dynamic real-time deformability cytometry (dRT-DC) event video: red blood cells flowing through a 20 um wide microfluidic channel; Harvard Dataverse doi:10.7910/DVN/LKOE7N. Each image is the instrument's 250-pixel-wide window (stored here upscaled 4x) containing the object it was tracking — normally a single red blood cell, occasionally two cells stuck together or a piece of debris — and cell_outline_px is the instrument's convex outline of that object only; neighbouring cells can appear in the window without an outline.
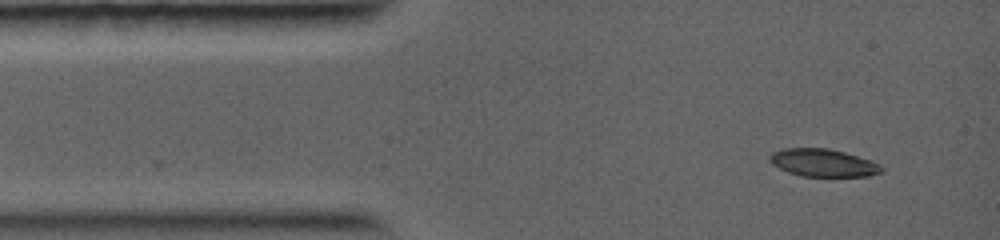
{"species": "common noctule bat (a hibernating species)", "species_latin": "Nyctalus noctula", "temperature_condition": "warm", "stored_images_in_passage": 20, "camera_frame_rate_fps": 5000, "um_per_image_px": 0.085, "animal": {"sex": "female", "body_mass_g": 19.0, "forearm_length_mm": 56.7}, "frame": {"image": 1, "passage_image": 1, "time_ms": 0.0, "image_size_px": [1000, 240], "cell_outline_px": [[884, 168], [880, 172], [868, 176], [800, 176], [788, 172], [772, 164], [768, 160], [768, 156], [772, 152], [784, 148], [828, 148], [844, 152], [880, 164]], "centroid_in_image_um": [69.91, 13.83], "position_along_channel_um": 15.1, "area_um2": 17.92}}
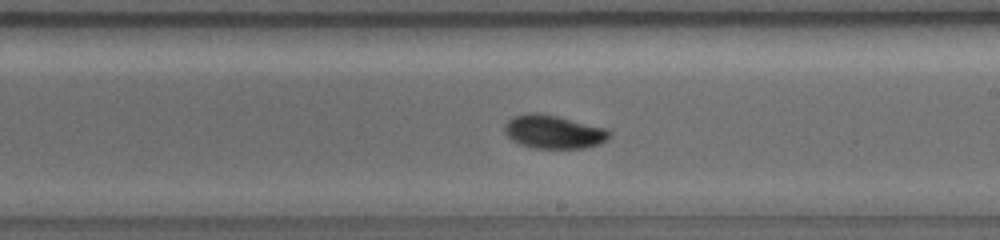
{"frame": {"image": 2, "passage_image": 10, "time_ms": 5.8, "image_size_px": [1000, 240], "cell_outline_px": [[612, 136], [600, 144], [584, 148], [532, 148], [520, 144], [512, 140], [504, 132], [504, 124], [512, 116], [528, 112], [540, 112], [604, 128], [612, 132]], "centroid_in_image_um": [47.03, 11.2], "position_along_channel_um": 242.0, "area_um2": 20.52}}
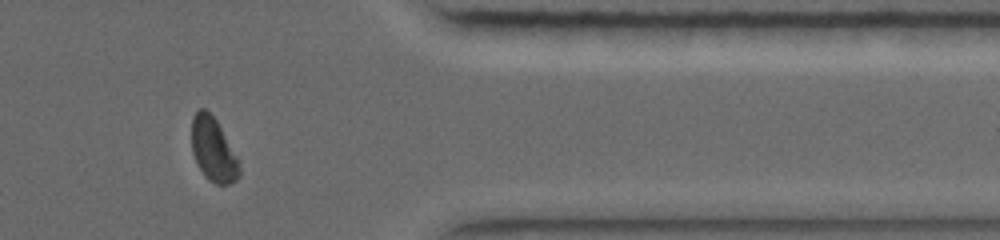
{"frame": {"image": 3, "passage_image": 17, "time_ms": 9.2, "image_size_px": [1000, 240], "cell_outline_px": [[240, 176], [236, 180], [228, 184], [216, 184], [204, 176], [192, 152], [192, 116], [200, 108], [204, 108], [216, 120], [236, 156], [240, 168]], "centroid_in_image_um": [18.12, 12.73], "position_along_channel_um": 393.3, "area_um2": 17.34}}